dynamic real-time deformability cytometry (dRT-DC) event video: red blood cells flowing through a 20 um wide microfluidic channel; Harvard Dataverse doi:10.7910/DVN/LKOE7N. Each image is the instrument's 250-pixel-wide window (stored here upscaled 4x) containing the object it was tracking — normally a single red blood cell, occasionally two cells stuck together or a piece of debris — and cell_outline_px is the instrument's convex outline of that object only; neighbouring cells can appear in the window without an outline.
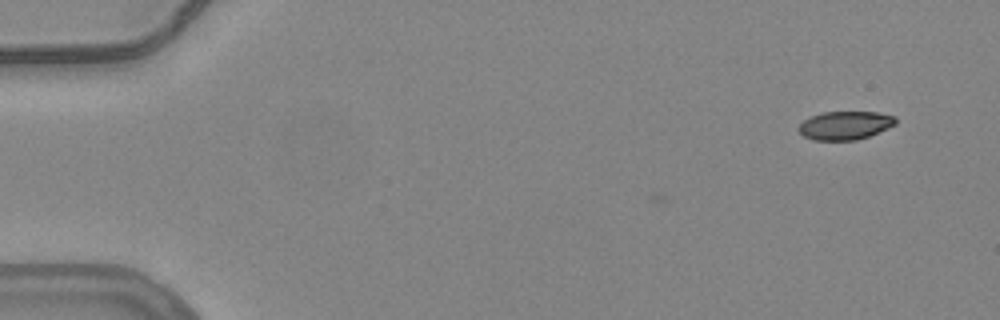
{"species": "common noctule bat (a hibernating species)", "species_latin": "Nyctalus noctula", "temperature_condition": "warm", "stored_images_in_passage": 3, "camera_frame_rate_fps": 3000, "um_per_image_px": 0.085, "animal": {"sex": "female", "body_mass_g": 24.6, "forearm_length_mm": 56.2}, "frame": {"image": 1, "passage_image": 3, "time_ms": 0.667, "image_size_px": [1000, 320], "cell_outline_px": [[896, 124], [888, 128], [868, 136], [856, 140], [812, 140], [804, 136], [796, 128], [804, 120], [812, 116], [824, 112], [876, 112], [896, 116]], "centroid_in_image_um": [71.83, 10.66], "position_along_channel_um": 13.2, "area_um2": 16.01}}